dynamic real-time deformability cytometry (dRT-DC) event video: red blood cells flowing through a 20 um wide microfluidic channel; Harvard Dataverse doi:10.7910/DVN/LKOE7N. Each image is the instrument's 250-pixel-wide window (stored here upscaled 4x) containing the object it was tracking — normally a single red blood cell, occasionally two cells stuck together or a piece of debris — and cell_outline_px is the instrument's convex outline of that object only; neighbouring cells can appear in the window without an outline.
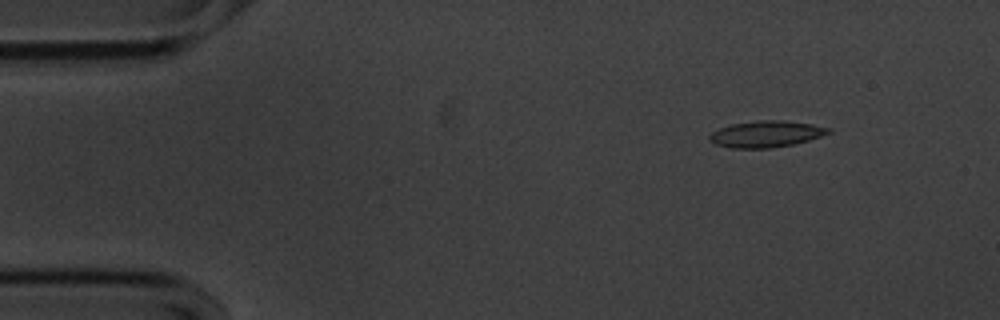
{"species": "common noctule bat (a hibernating species)", "species_latin": "Nyctalus noctula", "temperature_condition": "cold", "stored_images_in_passage": 50, "camera_frame_rate_fps": 3000, "um_per_image_px": 0.085, "animal": {"sex": "male", "body_mass_g": 20.1, "forearm_length_mm": 53.5}, "frame": {"image": 1, "passage_image": 1, "time_ms": 0.0, "image_size_px": [1000, 320], "cell_outline_px": [[832, 132], [808, 140], [792, 144], [768, 148], [732, 148], [716, 144], [708, 136], [712, 132], [720, 128], [732, 124], [760, 120], [784, 120], [812, 124], [832, 128]], "centroid_in_image_um": [65.15, 11.38], "position_along_channel_um": 19.8, "area_um2": 18.09}}
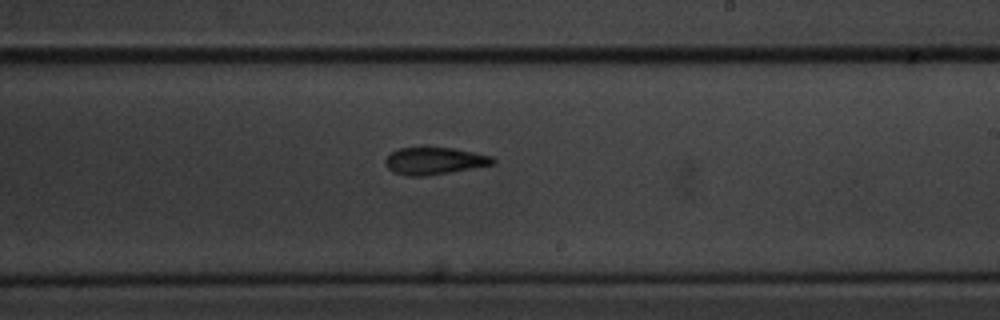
{"frame": {"image": 2, "passage_image": 27, "time_ms": 8.667, "image_size_px": [1000, 320], "cell_outline_px": [[496, 164], [448, 172], [420, 176], [408, 176], [392, 172], [384, 164], [384, 160], [392, 152], [400, 148], [424, 144], [456, 148], [492, 156], [496, 160]], "centroid_in_image_um": [36.9, 13.62], "position_along_channel_um": 252.1, "area_um2": 17.69}}
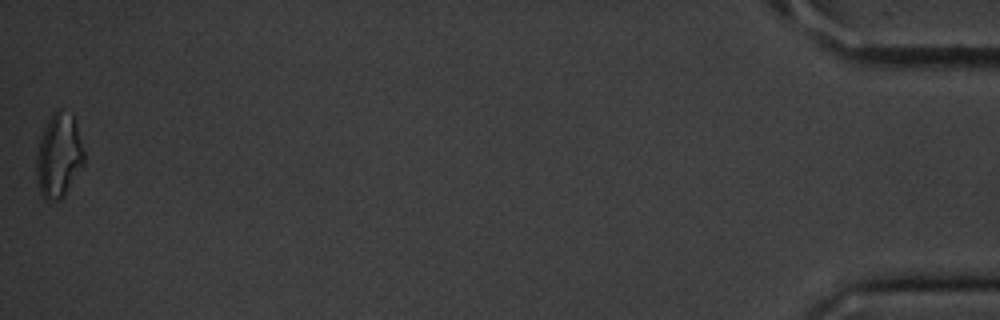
{"frame": {"image": 3, "passage_image": 50, "time_ms": 16.333, "image_size_px": [1000, 320], "cell_outline_px": [[84, 164], [64, 196], [60, 200], [44, 200], [40, 192], [36, 176], [36, 156], [40, 140], [44, 128], [52, 112], [60, 108], [72, 116], [76, 124], [84, 152]], "centroid_in_image_um": [4.99, 13.25], "position_along_channel_um": 430.2, "area_um2": 23.24}, "authors_computed_cell_mechanics": {"area_um2": 17.918, "velocity_mm_per_s": 3.5782, "shape_relaxation_time_tau1_ms": 3.2963, "shape_relaxation_time_tau2_ms": 3.9359, "deformation_change_tau1": 0.1178, "deformation_change_tau2": 0.1258}}